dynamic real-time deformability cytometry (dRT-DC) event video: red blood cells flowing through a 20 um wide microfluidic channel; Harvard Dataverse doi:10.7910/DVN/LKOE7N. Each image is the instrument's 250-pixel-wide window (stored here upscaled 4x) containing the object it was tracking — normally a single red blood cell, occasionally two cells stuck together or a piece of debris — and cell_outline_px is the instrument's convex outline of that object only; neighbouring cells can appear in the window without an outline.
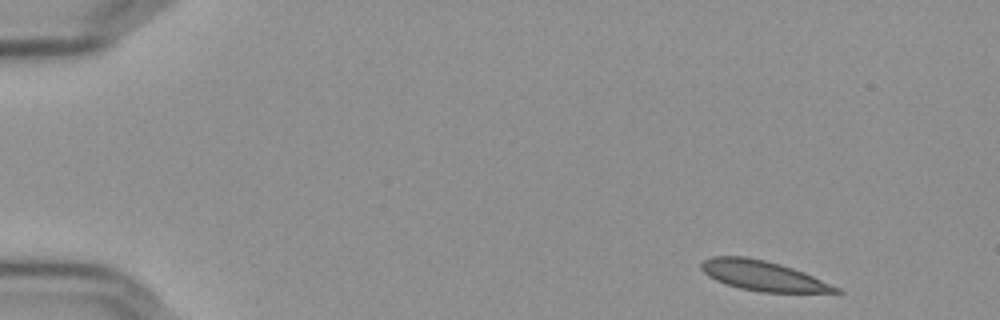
{"species": "Egyptian fruit bat (a non-hibernating species)", "species_latin": "Rousettus aegyptiacus", "temperature_condition": "cold", "stored_images_in_passage": 8, "camera_frame_rate_fps": 3000, "um_per_image_px": 0.085, "frame": {"image": 1, "passage_image": 1, "time_ms": 0.0, "image_size_px": [1000, 320], "cell_outline_px": [[844, 292], [760, 292], [740, 288], [724, 284], [708, 276], [700, 268], [700, 264], [704, 260], [712, 256], [744, 256], [764, 260], [780, 264], [804, 272], [840, 288]], "centroid_in_image_um": [64.82, 23.43], "position_along_channel_um": 20.2, "area_um2": 23.35}}
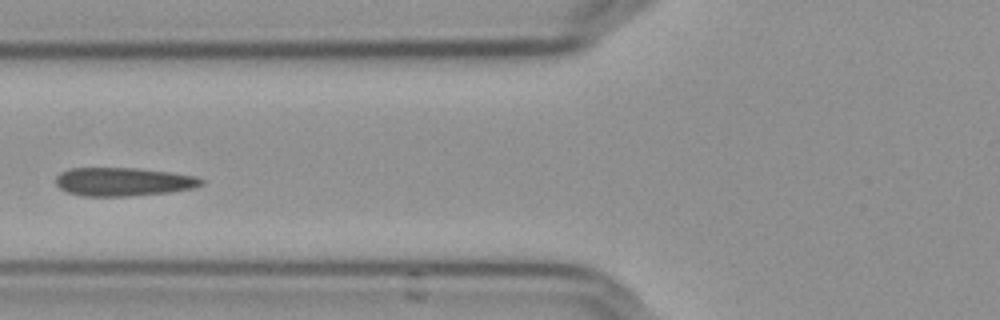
{"frame": {"image": 2, "passage_image": 5, "time_ms": 1.333, "image_size_px": [1000, 320], "cell_outline_px": [[204, 184], [192, 188], [168, 192], [128, 196], [84, 196], [68, 192], [60, 188], [56, 184], [56, 176], [60, 172], [68, 168], [136, 168], [168, 172], [192, 176], [204, 180]], "centroid_in_image_um": [10.43, 15.44], "position_along_channel_um": 115.4, "area_um2": 23.93}}
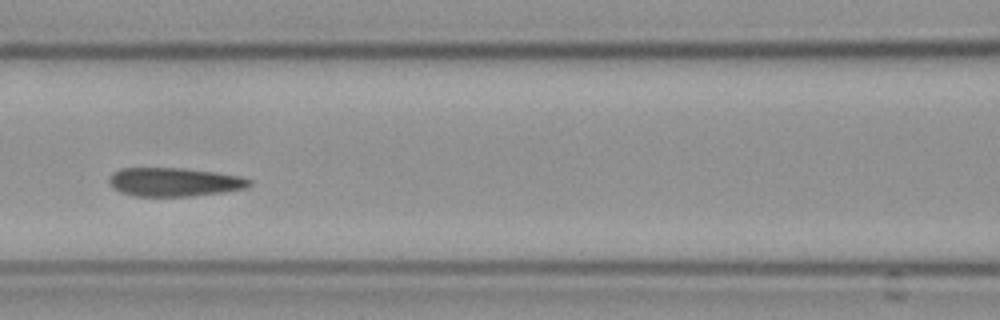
{"frame": {"image": 3, "passage_image": 6, "time_ms": 1.667, "image_size_px": [1000, 320], "cell_outline_px": [[252, 184], [248, 188], [224, 192], [188, 196], [132, 196], [120, 192], [112, 188], [108, 180], [108, 176], [112, 172], [120, 168], [180, 168], [212, 172], [240, 176], [252, 180]], "centroid_in_image_um": [14.78, 15.47], "position_along_channel_um": 151.8, "area_um2": 23.58}}